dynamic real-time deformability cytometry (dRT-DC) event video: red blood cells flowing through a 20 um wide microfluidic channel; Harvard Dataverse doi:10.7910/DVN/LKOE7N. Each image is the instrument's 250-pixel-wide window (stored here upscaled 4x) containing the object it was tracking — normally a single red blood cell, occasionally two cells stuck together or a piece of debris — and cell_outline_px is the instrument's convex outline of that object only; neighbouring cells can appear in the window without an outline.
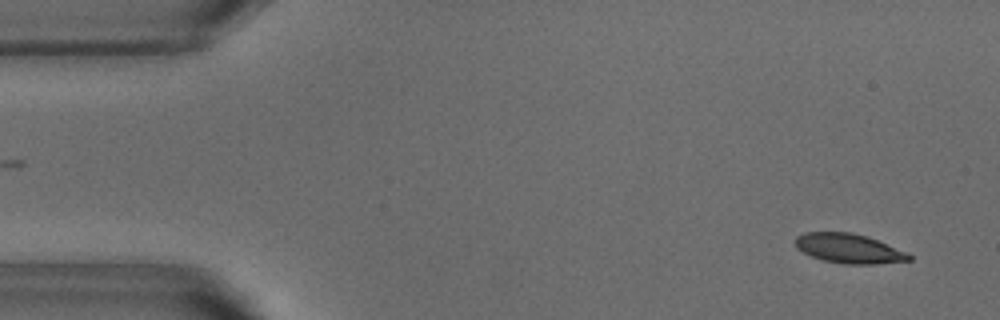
{"species": "common noctule bat (a hibernating species)", "species_latin": "Nyctalus noctula", "temperature_condition": "warm", "stored_images_in_passage": 11, "camera_frame_rate_fps": 3000, "um_per_image_px": 0.085, "animal": {"sex": "male", "body_mass_g": 18.8}, "frame": {"image": 1, "passage_image": 2, "time_ms": 0.333, "image_size_px": [1000, 320], "cell_outline_px": [[912, 260], [876, 264], [844, 264], [824, 260], [812, 256], [796, 248], [796, 236], [804, 232], [852, 232], [868, 236], [908, 252], [912, 256]], "centroid_in_image_um": [72.19, 21.11], "position_along_channel_um": 12.8, "area_um2": 19.65}}